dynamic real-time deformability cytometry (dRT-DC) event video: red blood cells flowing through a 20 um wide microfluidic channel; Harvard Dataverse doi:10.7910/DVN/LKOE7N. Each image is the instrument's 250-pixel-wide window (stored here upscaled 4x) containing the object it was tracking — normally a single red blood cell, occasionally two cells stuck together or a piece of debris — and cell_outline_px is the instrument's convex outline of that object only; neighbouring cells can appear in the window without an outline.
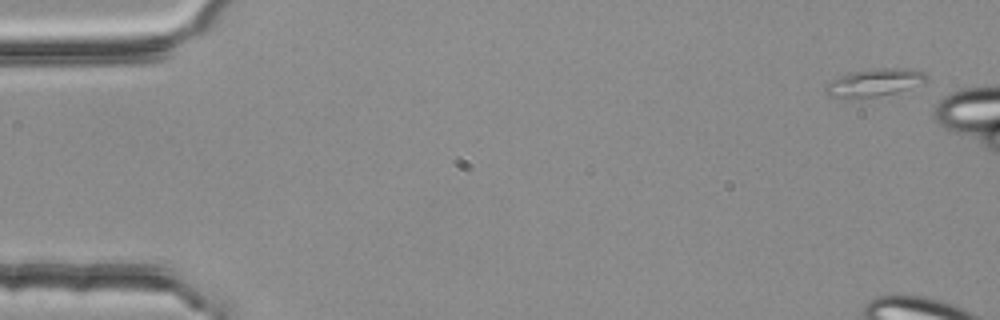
{"species": "common noctule bat (a hibernating species)", "species_latin": "Nyctalus noctula", "temperature_condition": "room temperature", "stored_images_in_passage": 6, "camera_frame_rate_fps": 3000, "um_per_image_px": 0.085, "animal": {"sex": "female", "body_mass_g": 25.1}, "frame": {"image": 1, "passage_image": 1, "time_ms": 0.0, "image_size_px": [1000, 320], "cell_outline_px": [[928, 80], [924, 84], [896, 92], [876, 96], [828, 96], [824, 92], [824, 88], [832, 80], [840, 76], [852, 72], [900, 68], [904, 68], [924, 72], [928, 76]], "centroid_in_image_um": [74.4, 7.01], "position_along_channel_um": 10.6, "area_um2": 15.49}}